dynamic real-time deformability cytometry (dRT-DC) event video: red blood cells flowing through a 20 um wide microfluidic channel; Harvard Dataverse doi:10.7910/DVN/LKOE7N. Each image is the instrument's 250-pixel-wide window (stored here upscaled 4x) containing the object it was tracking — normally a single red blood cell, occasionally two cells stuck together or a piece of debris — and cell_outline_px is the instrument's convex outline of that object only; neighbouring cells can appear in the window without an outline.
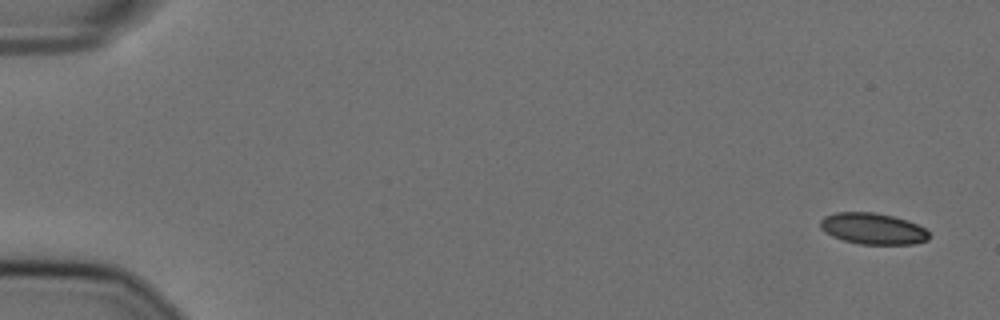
{"species": "Egyptian fruit bat (a non-hibernating species)", "species_latin": "Rousettus aegyptiacus", "temperature_condition": "cold", "stored_images_in_passage": 16, "camera_frame_rate_fps": 3000, "um_per_image_px": 0.085, "animal": {"sex": "female"}, "frame": {"image": 1, "passage_image": 1, "time_ms": 0.0, "image_size_px": [1000, 320], "cell_outline_px": [[928, 240], [912, 244], [860, 244], [844, 240], [832, 236], [824, 232], [820, 228], [820, 220], [824, 216], [836, 212], [872, 212], [892, 216], [908, 220], [924, 228], [928, 232]], "centroid_in_image_um": [74.16, 19.43], "position_along_channel_um": 10.8, "area_um2": 19.77}}
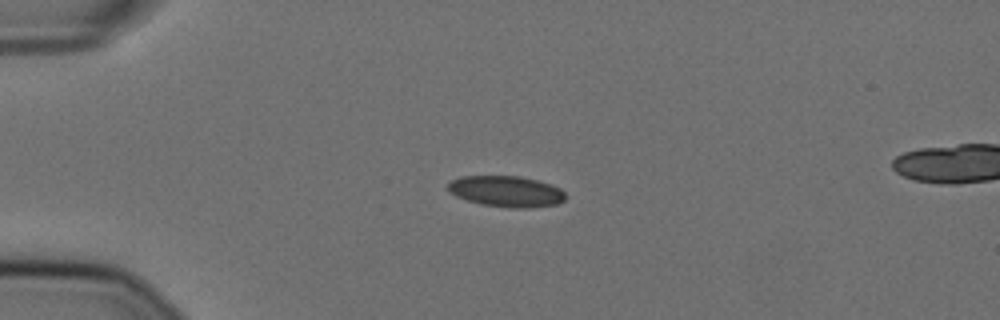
{"frame": {"image": 2, "passage_image": 13, "time_ms": 4.0, "image_size_px": [1000, 320], "cell_outline_px": [[564, 200], [556, 204], [528, 208], [512, 208], [480, 204], [456, 196], [448, 192], [448, 184], [452, 180], [460, 176], [520, 176], [536, 180], [560, 188], [564, 192]], "centroid_in_image_um": [43.0, 16.27], "position_along_channel_um": 42.0, "area_um2": 21.1}}